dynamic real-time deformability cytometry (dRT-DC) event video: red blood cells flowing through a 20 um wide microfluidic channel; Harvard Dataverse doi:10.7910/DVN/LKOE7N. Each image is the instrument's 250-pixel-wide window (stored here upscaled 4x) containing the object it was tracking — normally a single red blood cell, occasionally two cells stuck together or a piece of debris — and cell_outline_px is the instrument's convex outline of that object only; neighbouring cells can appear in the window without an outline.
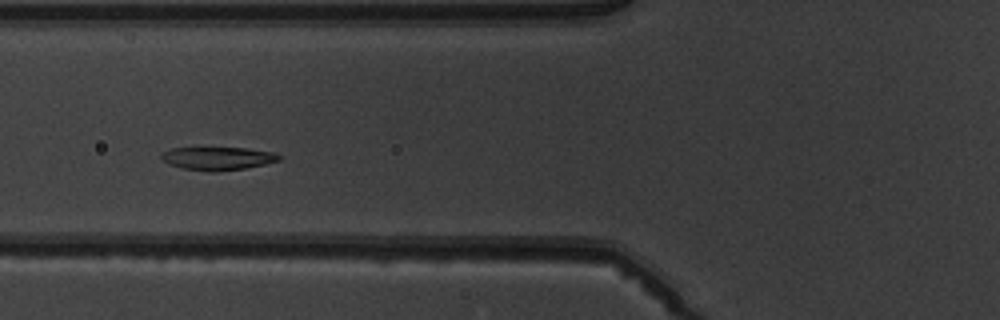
{"species": "common noctule bat (a hibernating species)", "species_latin": "Nyctalus noctula", "temperature_condition": "warm", "stored_images_in_passage": 5, "camera_frame_rate_fps": 3000, "um_per_image_px": 0.085, "animal": {"sex": "male", "body_mass_g": 19.5, "forearm_length_mm": 54.6}, "frame": {"image": 1, "passage_image": 5, "time_ms": 4.667, "image_size_px": [1000, 320], "cell_outline_px": [[280, 160], [264, 164], [244, 168], [212, 172], [208, 172], [184, 168], [168, 164], [160, 156], [164, 152], [172, 148], [244, 148], [276, 152], [280, 156]], "centroid_in_image_um": [18.53, 13.46], "position_along_channel_um": 107.3, "area_um2": 15.66}}